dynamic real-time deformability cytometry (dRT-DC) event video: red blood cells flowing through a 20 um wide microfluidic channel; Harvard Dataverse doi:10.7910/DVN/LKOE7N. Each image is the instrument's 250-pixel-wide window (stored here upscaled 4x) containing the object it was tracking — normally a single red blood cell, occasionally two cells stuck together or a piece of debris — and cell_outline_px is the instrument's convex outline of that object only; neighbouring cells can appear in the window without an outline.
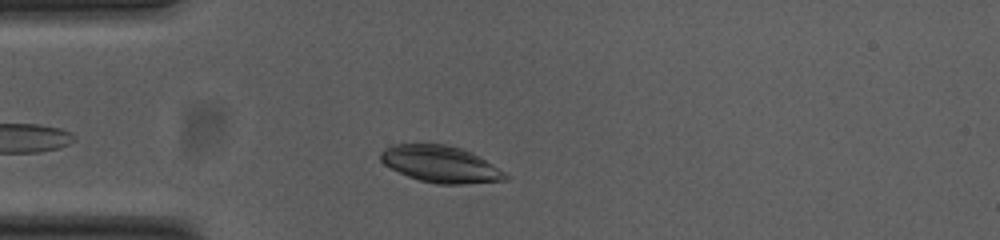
{"species": "common noctule bat (a hibernating species)", "species_latin": "Nyctalus noctula", "temperature_condition": "cold", "stored_images_in_passage": 39, "camera_frame_rate_fps": 3000, "um_per_image_px": 0.085, "animal": {"sex": "female", "body_mass_g": 23.0, "forearm_length_mm": 53.4}, "frame": {"image": 1, "passage_image": 4, "time_ms": 1.0, "image_size_px": [1000, 240], "cell_outline_px": [[508, 180], [464, 184], [436, 184], [420, 180], [408, 176], [384, 164], [380, 160], [380, 152], [384, 148], [392, 144], [444, 144], [460, 148], [492, 164], [504, 172], [508, 176]], "centroid_in_image_um": [37.41, 13.96], "position_along_channel_um": 47.6, "area_um2": 26.3}}
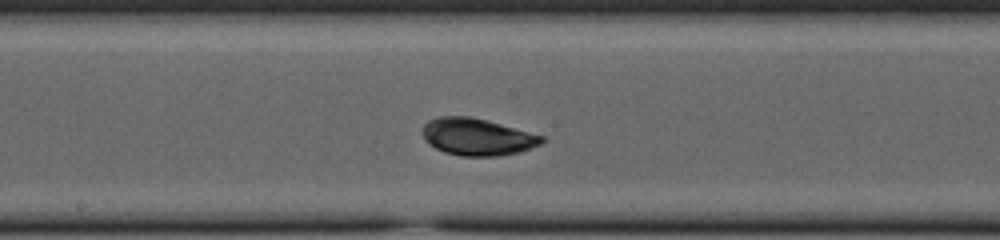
{"frame": {"image": 2, "passage_image": 18, "time_ms": 5.667, "image_size_px": [1000, 240], "cell_outline_px": [[544, 140], [540, 144], [520, 152], [500, 156], [460, 156], [444, 152], [428, 144], [424, 140], [424, 124], [428, 120], [440, 116], [468, 116], [500, 124], [544, 136]], "centroid_in_image_um": [40.54, 11.64], "position_along_channel_um": 207.7, "area_um2": 25.55}}
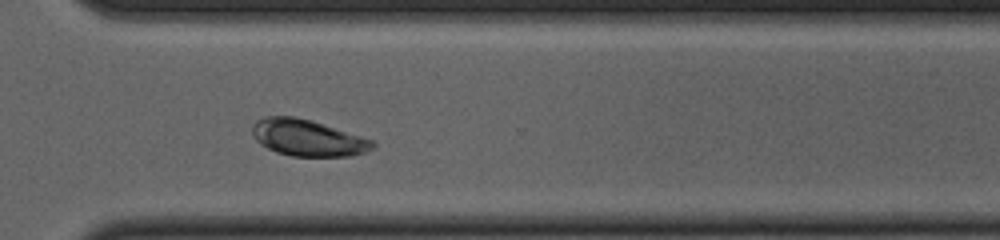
{"frame": {"image": 3, "passage_image": 29, "time_ms": 9.333, "image_size_px": [1000, 240], "cell_outline_px": [[376, 144], [372, 148], [364, 152], [348, 156], [292, 156], [276, 152], [260, 144], [256, 140], [252, 132], [252, 124], [256, 120], [264, 116], [296, 116], [312, 120], [372, 140]], "centroid_in_image_um": [26.1, 11.7], "position_along_channel_um": 344.5, "area_um2": 25.49}, "authors_computed_cell_mechanics": {"area_um2": 25.4898, "velocity_mm_per_s": 3.7253, "shape_relaxation_time_tau1_ms": 2.7012, "shape_relaxation_time_tau2_ms": null, "deformation_change_tau1": 0.0839, "deformation_change_tau2": null}}